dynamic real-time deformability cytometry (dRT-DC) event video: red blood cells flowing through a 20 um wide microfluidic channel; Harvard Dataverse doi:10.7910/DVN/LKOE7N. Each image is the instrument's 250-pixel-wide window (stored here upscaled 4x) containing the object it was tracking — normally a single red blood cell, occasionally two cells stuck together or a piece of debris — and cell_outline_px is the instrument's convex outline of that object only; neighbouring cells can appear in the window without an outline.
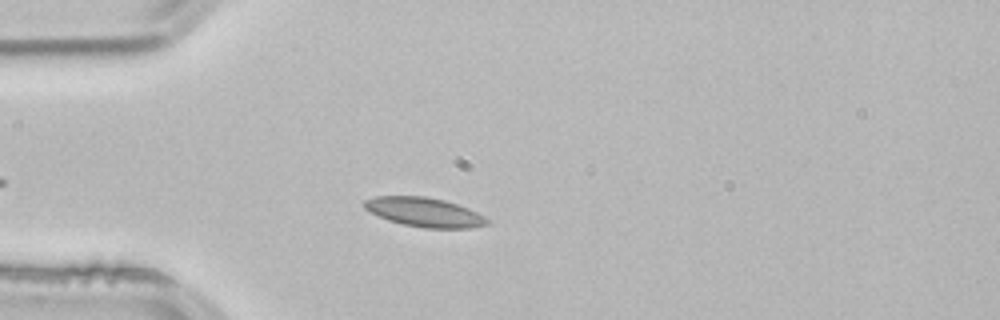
{"species": "common noctule bat (a hibernating species)", "species_latin": "Nyctalus noctula", "temperature_condition": "room temperature", "stored_images_in_passage": 3, "camera_frame_rate_fps": 3000, "um_per_image_px": 0.085, "animal": {"sex": "male", "body_mass_g": 21.5, "forearm_length_mm": 52.0}, "frame": {"image": 1, "passage_image": 3, "time_ms": 0.667, "image_size_px": [1000, 320], "cell_outline_px": [[488, 224], [468, 228], [424, 228], [404, 224], [388, 220], [368, 212], [360, 204], [364, 200], [376, 196], [424, 196], [444, 200], [468, 208], [484, 216], [488, 220]], "centroid_in_image_um": [36.0, 18.03], "position_along_channel_um": 49.0, "area_um2": 20.92}}